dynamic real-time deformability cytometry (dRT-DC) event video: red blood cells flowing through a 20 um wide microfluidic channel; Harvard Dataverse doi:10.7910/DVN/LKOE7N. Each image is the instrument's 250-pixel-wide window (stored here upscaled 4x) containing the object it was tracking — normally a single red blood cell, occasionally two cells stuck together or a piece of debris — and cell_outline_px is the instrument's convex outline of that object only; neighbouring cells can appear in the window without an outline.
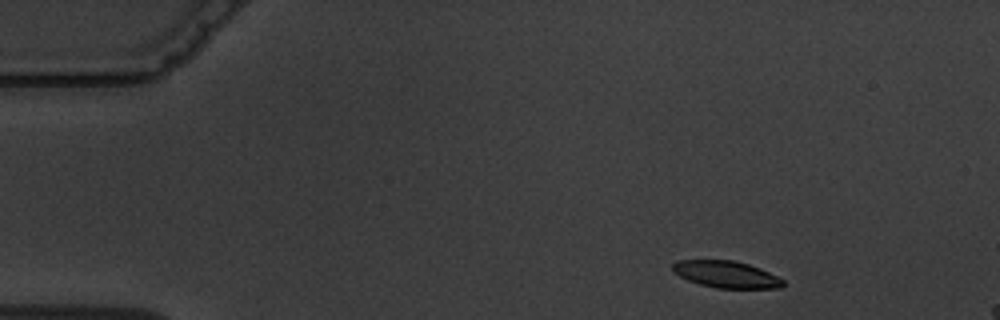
{"species": "common noctule bat (a hibernating species)", "species_latin": "Nyctalus noctula", "temperature_condition": "warm", "stored_images_in_passage": 4, "camera_frame_rate_fps": 3000, "um_per_image_px": 0.085, "animal": {"sex": "male", "body_mass_g": 19.5, "forearm_length_mm": 54.6}, "frame": {"image": 1, "passage_image": 1, "time_ms": 0.0, "image_size_px": [1000, 320], "cell_outline_px": [[784, 284], [780, 288], [716, 288], [700, 284], [688, 280], [672, 272], [672, 264], [676, 260], [732, 260], [748, 264], [760, 268], [784, 280]], "centroid_in_image_um": [61.7, 23.32], "position_along_channel_um": 23.3, "area_um2": 17.22}}
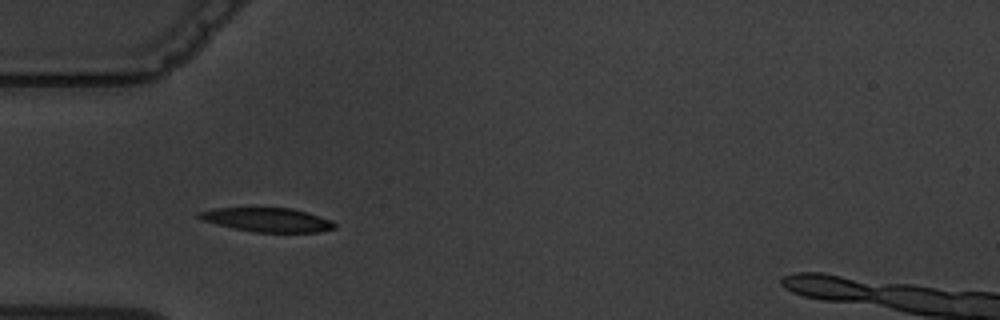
{"frame": {"image": 2, "passage_image": 3, "time_ms": 3.333, "image_size_px": [1000, 320], "cell_outline_px": [[336, 228], [316, 232], [256, 232], [236, 228], [204, 220], [196, 216], [196, 212], [212, 208], [292, 208], [308, 212], [332, 220], [336, 224]], "centroid_in_image_um": [22.76, 18.67], "position_along_channel_um": 62.2, "area_um2": 18.79}}
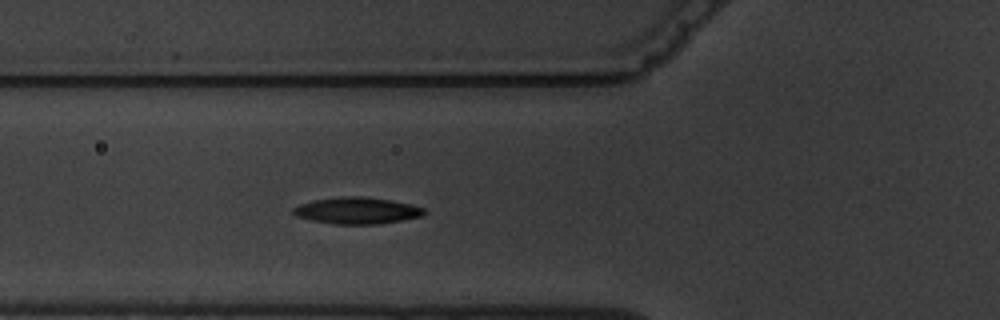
{"frame": {"image": 3, "passage_image": 4, "time_ms": 4.333, "image_size_px": [1000, 320], "cell_outline_px": [[428, 212], [424, 216], [380, 224], [336, 224], [312, 220], [296, 216], [292, 212], [292, 208], [300, 204], [312, 200], [344, 196], [364, 196], [392, 200], [412, 204], [424, 208]], "centroid_in_image_um": [30.39, 17.89], "position_along_channel_um": 95.4, "area_um2": 20.52}}